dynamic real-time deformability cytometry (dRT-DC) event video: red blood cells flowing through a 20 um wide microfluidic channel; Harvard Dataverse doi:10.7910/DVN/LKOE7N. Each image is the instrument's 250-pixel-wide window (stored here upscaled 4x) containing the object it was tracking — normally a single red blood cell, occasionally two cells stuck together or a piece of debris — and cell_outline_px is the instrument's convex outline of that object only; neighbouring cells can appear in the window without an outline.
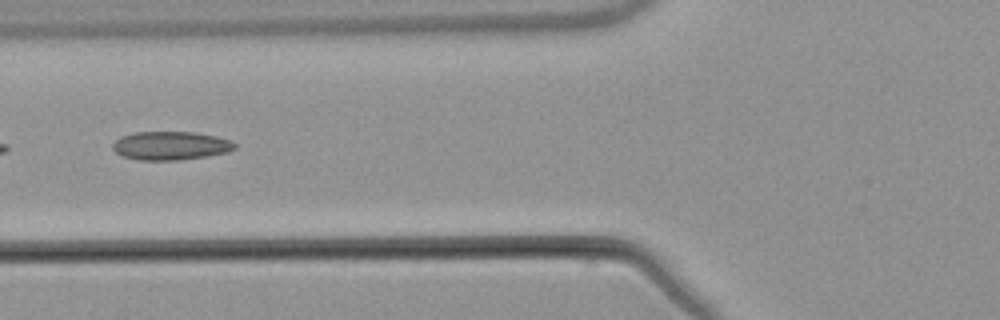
{"species": "common noctule bat (a hibernating species)", "species_latin": "Nyctalus noctula", "temperature_condition": "warm", "stored_images_in_passage": 4, "camera_frame_rate_fps": 3000, "um_per_image_px": 0.085, "animal": {"sex": "male", "body_mass_g": 21.5, "forearm_length_mm": 52.0}, "frame": {"image": 1, "passage_image": 4, "time_ms": 3.667, "image_size_px": [1000, 320], "cell_outline_px": [[236, 148], [228, 152], [208, 156], [180, 160], [140, 160], [124, 156], [116, 152], [112, 148], [112, 144], [120, 136], [136, 132], [196, 132], [216, 136], [228, 140], [236, 144]], "centroid_in_image_um": [14.51, 12.38], "position_along_channel_um": 111.3, "area_um2": 20.29}}